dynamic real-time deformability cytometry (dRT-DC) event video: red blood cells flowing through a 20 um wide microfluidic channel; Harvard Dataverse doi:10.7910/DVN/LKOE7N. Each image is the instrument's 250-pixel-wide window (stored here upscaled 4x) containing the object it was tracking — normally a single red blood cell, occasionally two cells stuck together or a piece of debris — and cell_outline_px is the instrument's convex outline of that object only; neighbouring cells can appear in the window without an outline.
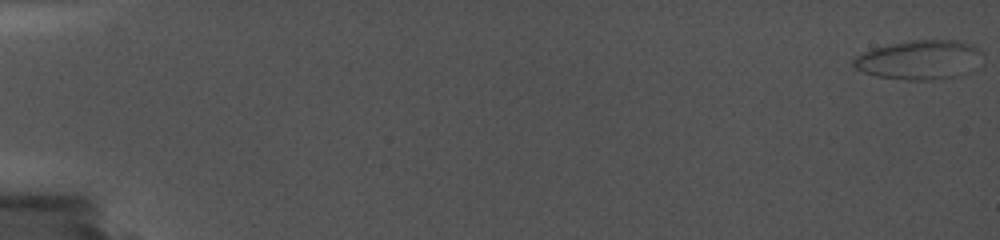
{"species": "common noctule bat (a hibernating species)", "species_latin": "Nyctalus noctula", "temperature_condition": "cold", "stored_images_in_passage": 37, "camera_frame_rate_fps": 5000, "um_per_image_px": 0.085, "animal": {"sex": "female", "body_mass_g": 19.0, "forearm_length_mm": 56.7}, "frame": {"image": 1, "passage_image": 1, "time_ms": 0.0, "image_size_px": [1000, 240], "cell_outline_px": [[984, 64], [968, 72], [956, 76], [932, 80], [904, 80], [876, 76], [864, 72], [856, 68], [852, 64], [852, 60], [856, 56], [864, 52], [876, 48], [892, 44], [912, 40], [956, 40], [972, 44], [980, 48], [984, 52]], "centroid_in_image_um": [78.27, 5.09], "position_along_channel_um": 6.7, "area_um2": 29.94}}
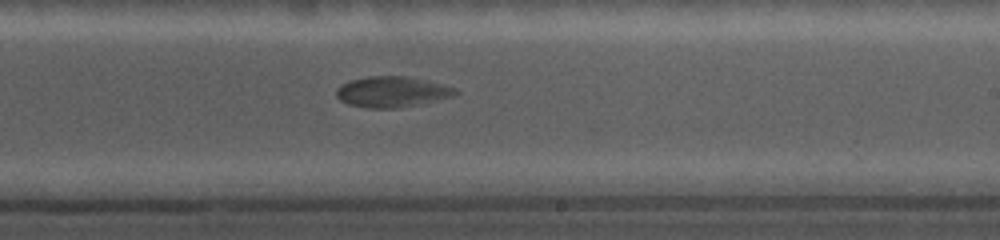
{"frame": {"image": 2, "passage_image": 25, "time_ms": 12.4, "image_size_px": [1000, 240], "cell_outline_px": [[460, 92], [452, 96], [400, 108], [368, 108], [348, 104], [340, 100], [336, 96], [336, 88], [340, 84], [352, 80], [368, 76], [404, 76], [428, 80], [444, 84], [456, 88]], "centroid_in_image_um": [33.31, 7.8], "position_along_channel_um": 255.7, "area_um2": 21.33}}
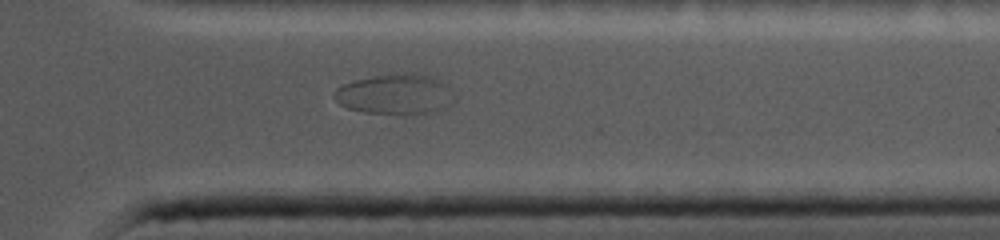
{"frame": {"image": 3, "passage_image": 32, "time_ms": 15.8, "image_size_px": [1000, 240], "cell_outline_px": [[456, 104], [436, 112], [364, 112], [348, 108], [340, 104], [336, 100], [336, 88], [344, 84], [356, 80], [372, 76], [424, 76], [436, 80], [444, 84], [456, 96]], "centroid_in_image_um": [33.63, 8.05], "position_along_channel_um": 377.8, "area_um2": 26.7}}